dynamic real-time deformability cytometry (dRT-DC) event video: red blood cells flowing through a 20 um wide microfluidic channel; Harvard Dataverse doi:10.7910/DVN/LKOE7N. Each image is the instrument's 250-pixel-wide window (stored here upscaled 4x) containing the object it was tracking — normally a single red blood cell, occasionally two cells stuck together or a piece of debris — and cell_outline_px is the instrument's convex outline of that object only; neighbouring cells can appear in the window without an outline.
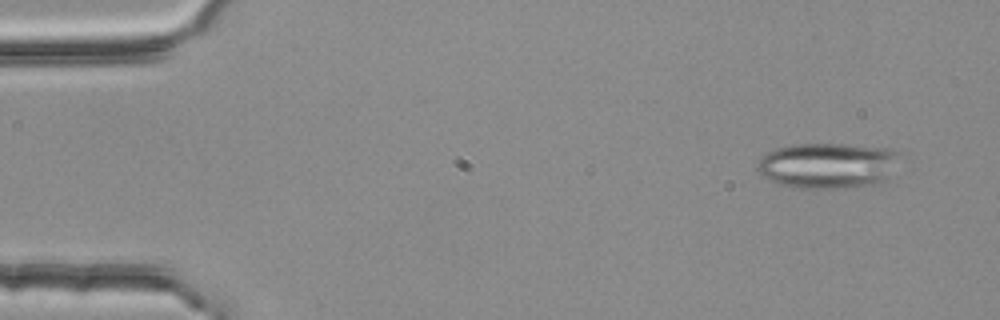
{"species": "common noctule bat (a hibernating species)", "species_latin": "Nyctalus noctula", "temperature_condition": "room temperature", "stored_images_in_passage": 54, "segment_of_instrument_passage": [1, 2], "camera_frame_rate_fps": 3000, "um_per_image_px": 0.085, "animal": {"sex": "female", "body_mass_g": 25.1}, "frame": {"image": 1, "passage_image": 4, "time_ms": 1.0, "image_size_px": [1000, 320], "cell_outline_px": [[904, 152], [888, 184], [836, 188], [800, 188], [780, 184], [764, 176], [756, 168], [756, 164], [760, 156], [776, 148], [792, 144], [844, 144], [892, 148]], "centroid_in_image_um": [70.51, 14.06], "position_along_channel_um": 14.5, "area_um2": 39.02}}